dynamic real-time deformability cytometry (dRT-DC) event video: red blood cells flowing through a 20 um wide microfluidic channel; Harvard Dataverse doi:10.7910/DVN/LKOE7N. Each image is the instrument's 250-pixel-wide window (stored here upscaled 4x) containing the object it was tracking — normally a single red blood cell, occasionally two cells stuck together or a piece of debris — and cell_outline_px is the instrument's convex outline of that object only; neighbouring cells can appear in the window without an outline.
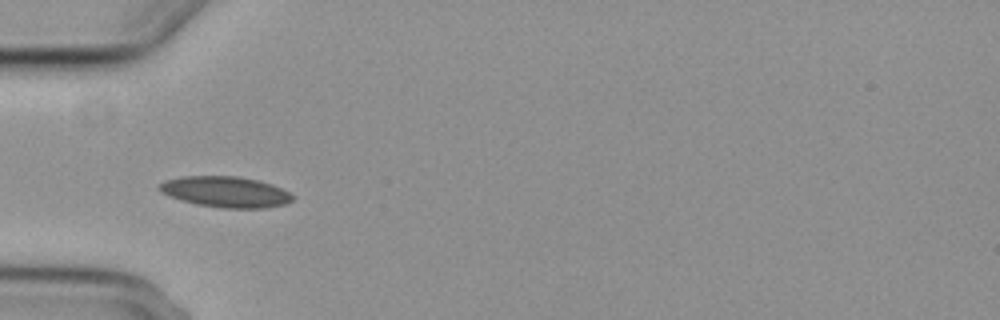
{"species": "common noctule bat (a hibernating species)", "species_latin": "Nyctalus noctula", "temperature_condition": "cold", "stored_images_in_passage": 5, "camera_frame_rate_fps": 3000, "um_per_image_px": 0.085, "animal": {"sex": "female", "body_mass_g": 29.2, "forearm_length_mm": 56.3}, "frame": {"image": 1, "passage_image": 3, "time_ms": 3.333, "image_size_px": [1000, 320], "cell_outline_px": [[296, 196], [292, 200], [284, 204], [268, 208], [220, 208], [196, 204], [180, 200], [168, 196], [160, 192], [156, 188], [156, 184], [164, 180], [184, 176], [236, 176], [256, 180], [272, 184]], "centroid_in_image_um": [19.11, 16.31], "position_along_channel_um": 65.9, "area_um2": 24.22}}
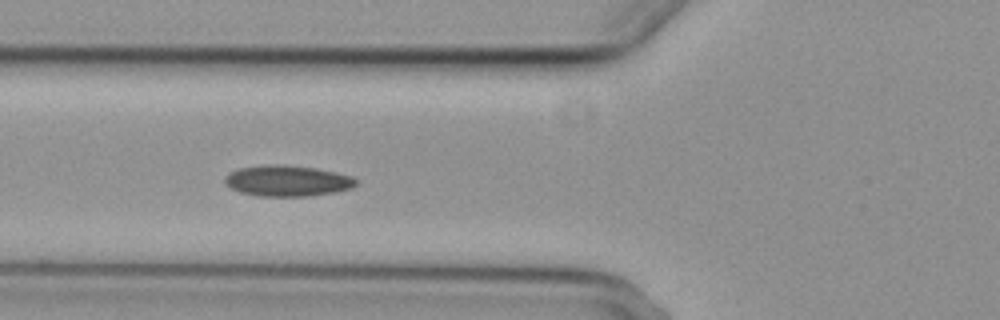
{"frame": {"image": 2, "passage_image": 4, "time_ms": 4.333, "image_size_px": [1000, 320], "cell_outline_px": [[356, 184], [352, 188], [336, 192], [308, 196], [260, 196], [240, 192], [232, 188], [224, 180], [224, 176], [228, 172], [240, 168], [268, 164], [284, 164], [316, 168], [336, 172], [352, 176], [356, 180]], "centroid_in_image_um": [24.43, 15.36], "position_along_channel_um": 101.4, "area_um2": 23.7}}
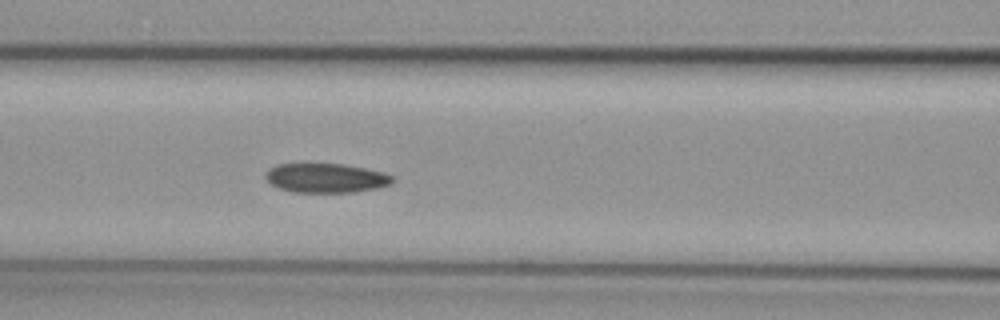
{"frame": {"image": 3, "passage_image": 5, "time_ms": 5.333, "image_size_px": [1000, 320], "cell_outline_px": [[392, 184], [376, 188], [356, 192], [292, 192], [280, 188], [272, 184], [264, 176], [264, 172], [268, 168], [276, 164], [344, 164], [384, 172], [392, 176]], "centroid_in_image_um": [27.68, 15.13], "position_along_channel_um": 138.9, "area_um2": 21.68}}